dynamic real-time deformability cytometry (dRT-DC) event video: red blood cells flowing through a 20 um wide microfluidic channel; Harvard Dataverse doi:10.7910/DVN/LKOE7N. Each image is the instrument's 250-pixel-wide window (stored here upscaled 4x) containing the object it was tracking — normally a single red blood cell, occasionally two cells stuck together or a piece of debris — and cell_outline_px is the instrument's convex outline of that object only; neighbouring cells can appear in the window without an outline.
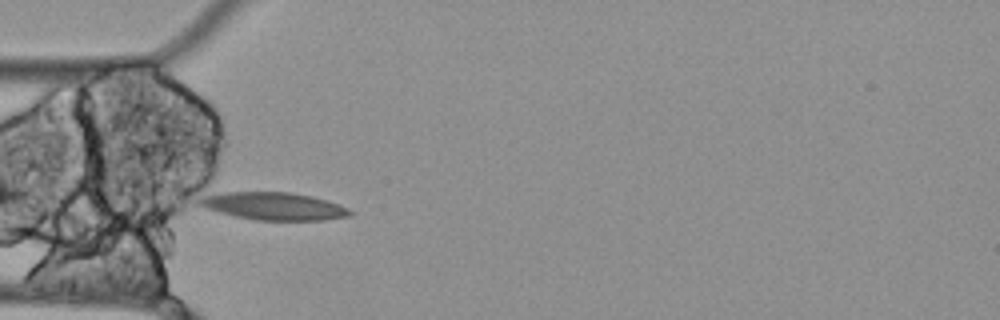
{"species": "Egyptian fruit bat (a non-hibernating species)", "species_latin": "Rousettus aegyptiacus", "temperature_condition": "cold", "stored_images_in_passage": 8, "camera_frame_rate_fps": 3000, "um_per_image_px": 0.085, "animal": {"sex": "female"}, "frame": {"image": 1, "passage_image": 3, "time_ms": 0.667, "image_size_px": [1000, 320], "cell_outline_px": [[352, 216], [324, 220], [256, 220], [236, 216], [204, 208], [196, 204], [196, 200], [204, 196], [224, 192], [288, 192], [312, 196], [328, 200], [348, 208], [352, 212]], "centroid_in_image_um": [23.27, 17.52], "position_along_channel_um": 61.7, "area_um2": 24.28}}
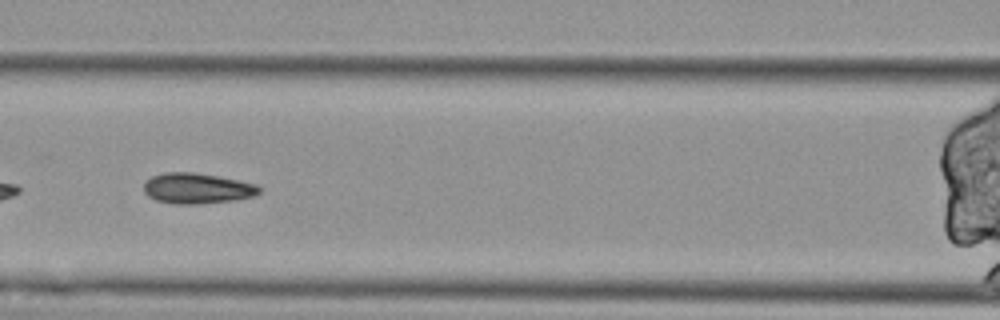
{"frame": {"image": 2, "passage_image": 5, "time_ms": 1.333, "image_size_px": [1000, 320], "cell_outline_px": [[260, 192], [252, 196], [236, 200], [196, 204], [172, 204], [156, 200], [148, 196], [144, 192], [144, 184], [152, 176], [164, 172], [196, 172], [220, 176], [256, 184], [260, 188]], "centroid_in_image_um": [16.74, 16.01], "position_along_channel_um": 149.9, "area_um2": 20.63}}
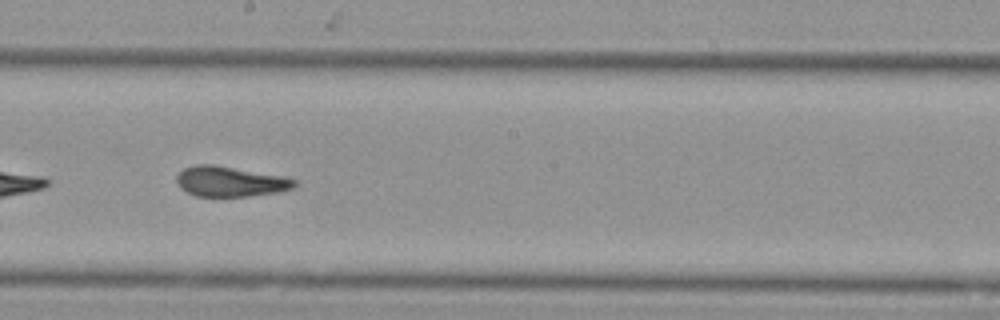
{"frame": {"image": 3, "passage_image": 7, "time_ms": 2.0, "image_size_px": [1000, 320], "cell_outline_px": [[300, 184], [296, 188], [276, 192], [248, 196], [196, 196], [180, 188], [176, 180], [176, 176], [184, 168], [192, 164], [216, 164], [284, 176], [296, 180]], "centroid_in_image_um": [19.6, 15.41], "position_along_channel_um": 228.6, "area_um2": 21.04}}